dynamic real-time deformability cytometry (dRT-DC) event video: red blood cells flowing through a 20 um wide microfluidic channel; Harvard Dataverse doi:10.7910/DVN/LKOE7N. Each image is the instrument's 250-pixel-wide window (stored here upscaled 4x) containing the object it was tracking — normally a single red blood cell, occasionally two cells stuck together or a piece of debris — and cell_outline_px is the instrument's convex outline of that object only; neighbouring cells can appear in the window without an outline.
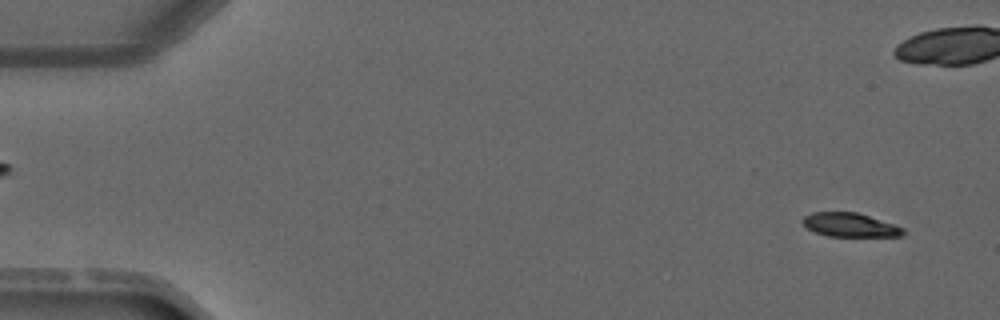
{"species": "common noctule bat (a hibernating species)", "species_latin": "Nyctalus noctula", "temperature_condition": "warm", "stored_images_in_passage": 3, "segment_of_instrument_passage": [2, 2], "camera_frame_rate_fps": 3000, "um_per_image_px": 0.085, "animal": {"sex": "male", "forearm_length_mm": 52.5}, "frame": {"image": 1, "passage_image": 3, "time_ms": 2.333, "image_size_px": [1000, 320], "cell_outline_px": [[904, 232], [900, 236], [828, 236], [816, 232], [808, 228], [800, 220], [804, 216], [812, 212], [856, 212], [904, 228]], "centroid_in_image_um": [72.2, 19.11], "position_along_channel_um": 12.8, "area_um2": 13.7}}